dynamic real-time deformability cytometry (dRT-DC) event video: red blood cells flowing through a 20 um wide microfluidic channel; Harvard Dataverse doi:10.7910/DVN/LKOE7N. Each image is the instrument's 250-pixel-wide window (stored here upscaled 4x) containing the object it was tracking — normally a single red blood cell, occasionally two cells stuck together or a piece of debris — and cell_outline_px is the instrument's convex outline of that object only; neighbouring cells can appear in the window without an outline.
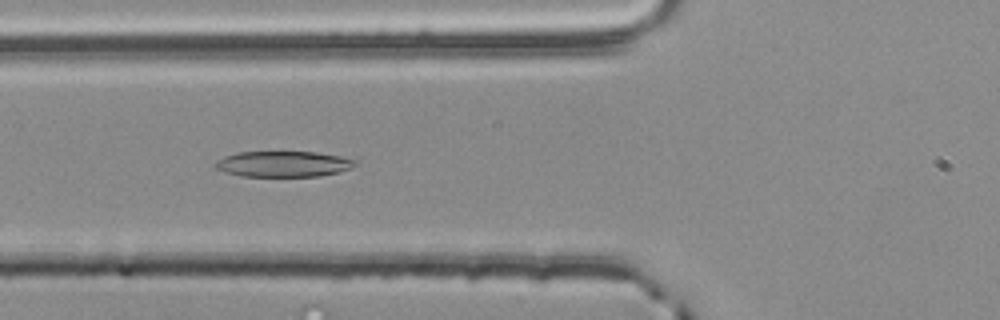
{"species": "common noctule bat (a hibernating species)", "species_latin": "Nyctalus noctula", "temperature_condition": "room temperature", "stored_images_in_passage": 38, "camera_frame_rate_fps": 3000, "um_per_image_px": 0.085, "animal": {"sex": "male", "body_mass_g": 20.4}, "frame": {"image": 1, "passage_image": 4, "time_ms": 1.0, "image_size_px": [1000, 320], "cell_outline_px": [[356, 164], [352, 168], [340, 172], [320, 176], [240, 176], [224, 172], [216, 168], [212, 164], [216, 160], [224, 156], [240, 152], [316, 152], [340, 156], [356, 160]], "centroid_in_image_um": [24.07, 13.94], "position_along_channel_um": 101.7, "area_um2": 21.1}}
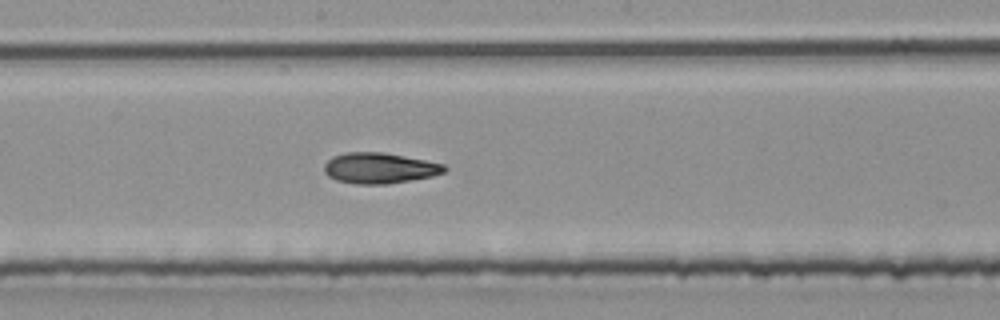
{"frame": {"image": 2, "passage_image": 13, "time_ms": 4.0, "image_size_px": [1000, 320], "cell_outline_px": [[448, 168], [444, 172], [432, 176], [384, 184], [356, 184], [336, 180], [328, 176], [324, 172], [324, 164], [332, 156], [348, 152], [384, 152], [444, 164]], "centroid_in_image_um": [32.22, 14.28], "position_along_channel_um": 216.0, "area_um2": 21.39}}
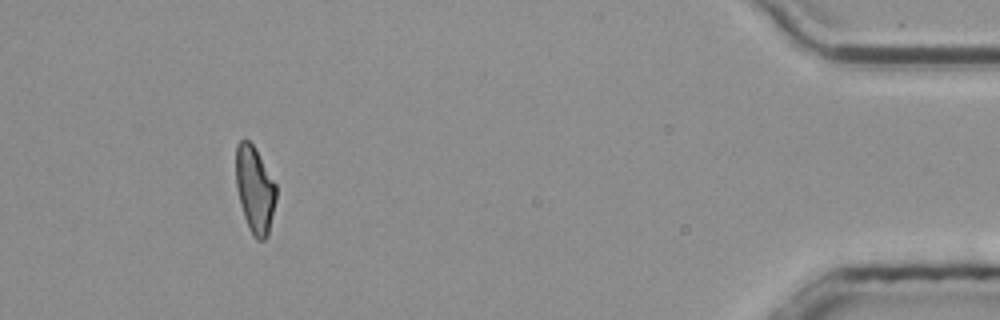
{"frame": {"image": 3, "passage_image": 34, "time_ms": 11.0, "image_size_px": [1000, 320], "cell_outline_px": [[276, 200], [268, 236], [264, 240], [256, 240], [252, 236], [244, 216], [240, 204], [236, 188], [236, 144], [240, 140], [248, 140], [252, 144], [276, 184]], "centroid_in_image_um": [21.65, 16.15], "position_along_channel_um": 413.5, "area_um2": 20.29}, "authors_computed_cell_mechanics": {"area_um2": 21.0392, "velocity_mm_per_s": 3.7882, "shape_relaxation_time_tau1_ms": 8.1534, "shape_relaxation_time_tau2_ms": 3.5245, "deformation_change_tau1": 0.244, "deformation_change_tau2": 0.1009}}